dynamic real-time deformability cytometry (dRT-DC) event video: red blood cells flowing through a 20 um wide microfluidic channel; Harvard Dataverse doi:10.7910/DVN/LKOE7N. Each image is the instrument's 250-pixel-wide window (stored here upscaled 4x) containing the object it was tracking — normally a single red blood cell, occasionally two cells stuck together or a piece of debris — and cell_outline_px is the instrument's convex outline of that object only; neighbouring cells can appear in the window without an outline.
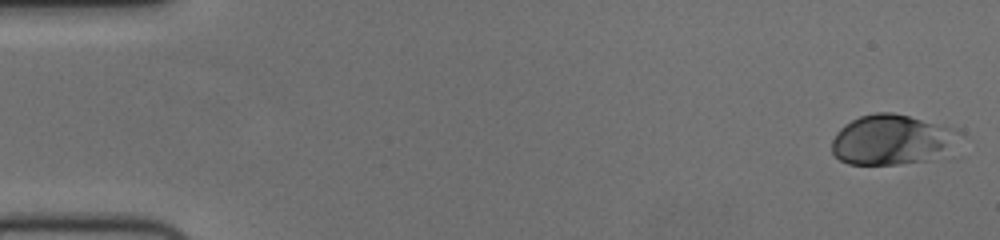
{"species": "human", "species_latin": "Homo sapiens", "temperature_condition": "cold", "stored_images_in_passage": 55, "camera_frame_rate_fps": 3000, "um_per_image_px": 0.085, "donor": {"sex": "female"}, "frame": {"image": 1, "passage_image": 1, "time_ms": 0.0, "image_size_px": [1000, 240], "cell_outline_px": [[964, 136], [924, 160], [896, 164], [848, 164], [840, 160], [832, 152], [832, 140], [836, 132], [844, 124], [860, 116], [876, 112], [892, 112], [908, 116], [952, 128], [964, 132]], "centroid_in_image_um": [75.7, 11.85], "position_along_channel_um": 9.3, "area_um2": 36.24}}
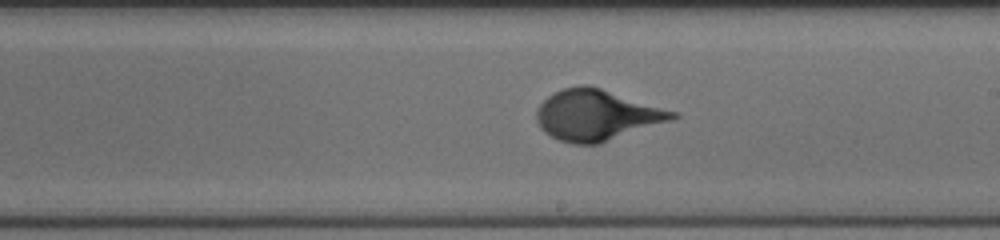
{"frame": {"image": 2, "passage_image": 32, "time_ms": 10.333, "image_size_px": [1000, 240], "cell_outline_px": [[680, 116], [672, 120], [600, 144], [572, 144], [560, 140], [544, 132], [540, 128], [536, 120], [536, 112], [540, 104], [548, 96], [564, 88], [580, 84], [588, 84], [680, 112]], "centroid_in_image_um": [50.75, 9.78], "position_along_channel_um": 238.2, "area_um2": 40.52}}
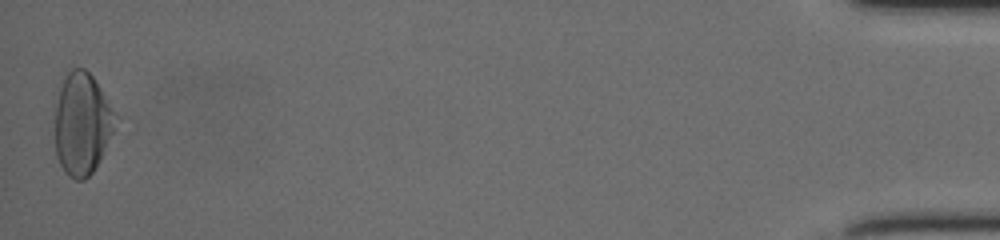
{"frame": {"image": 3, "passage_image": 55, "time_ms": 18.0, "image_size_px": [1000, 240], "cell_outline_px": [[120, 116], [116, 132], [100, 160], [92, 172], [84, 180], [76, 180], [68, 176], [64, 172], [56, 156], [56, 104], [60, 88], [64, 76], [72, 68], [84, 68], [92, 76]], "centroid_in_image_um": [7.04, 10.53], "position_along_channel_um": 428.2, "area_um2": 36.65}}